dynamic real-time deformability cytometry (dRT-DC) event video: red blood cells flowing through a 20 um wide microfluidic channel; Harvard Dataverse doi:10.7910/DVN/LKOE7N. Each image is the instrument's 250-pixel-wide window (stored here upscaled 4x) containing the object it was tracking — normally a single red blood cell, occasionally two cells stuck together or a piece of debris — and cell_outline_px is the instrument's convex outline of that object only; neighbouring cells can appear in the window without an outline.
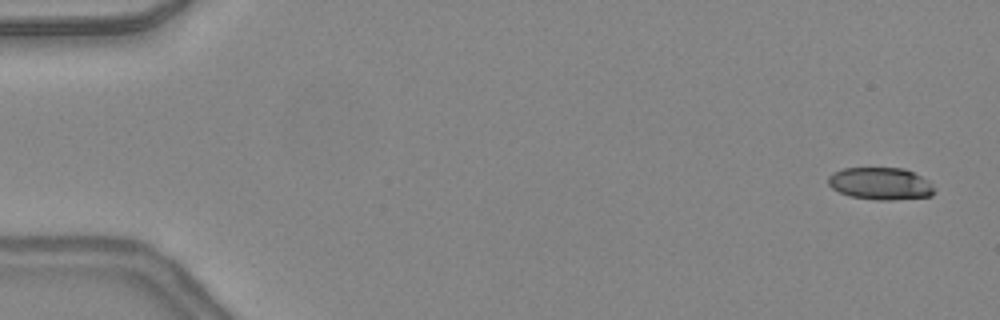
{"species": "common noctule bat (a hibernating species)", "species_latin": "Nyctalus noctula", "temperature_condition": "warm", "stored_images_in_passage": 47, "camera_frame_rate_fps": 3000, "um_per_image_px": 0.085, "animal": {"sex": "female", "body_mass_g": 24.6, "forearm_length_mm": 56.2}, "frame": {"image": 1, "passage_image": 2, "time_ms": 0.333, "image_size_px": [1000, 320], "cell_outline_px": [[932, 196], [892, 200], [876, 200], [848, 196], [832, 188], [828, 184], [828, 176], [832, 172], [844, 168], [904, 168], [928, 180], [932, 188]], "centroid_in_image_um": [74.79, 15.61], "position_along_channel_um": 10.2, "area_um2": 19.88}}
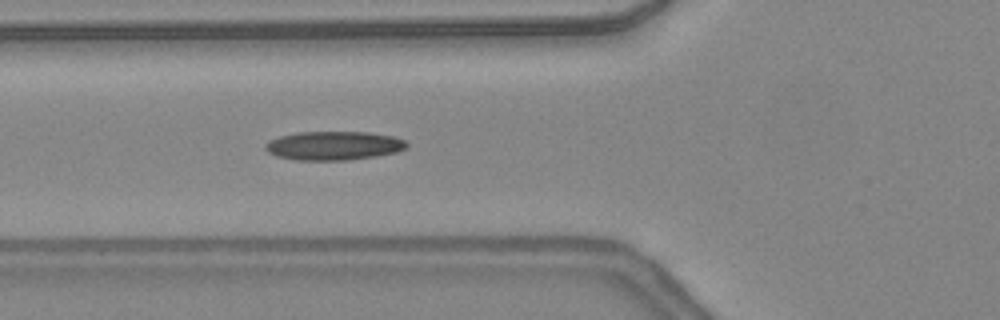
{"frame": {"image": 2, "passage_image": 18, "time_ms": 5.667, "image_size_px": [1000, 320], "cell_outline_px": [[408, 148], [396, 152], [376, 156], [348, 160], [296, 160], [276, 156], [268, 152], [264, 148], [264, 144], [280, 136], [296, 132], [368, 132], [392, 136], [404, 140], [408, 144]], "centroid_in_image_um": [28.37, 12.38], "position_along_channel_um": 97.4, "area_um2": 23.76}}
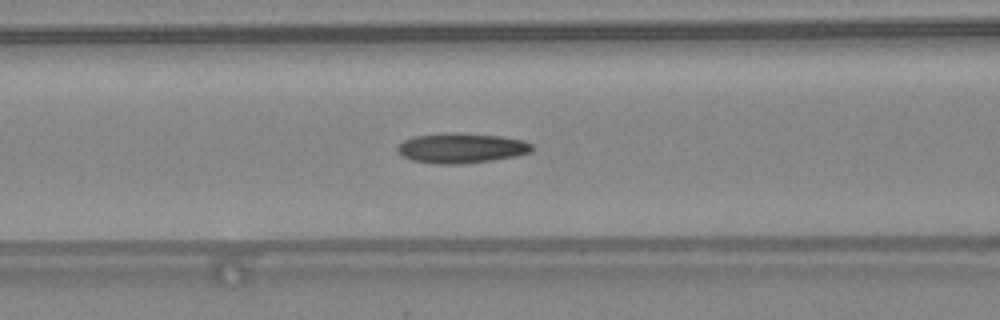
{"frame": {"image": 3, "passage_image": 20, "time_ms": 6.333, "image_size_px": [1000, 320], "cell_outline_px": [[532, 152], [516, 156], [492, 160], [460, 164], [436, 164], [412, 160], [404, 156], [396, 148], [404, 140], [412, 136], [448, 132], [456, 132], [500, 136], [524, 140], [532, 144]], "centroid_in_image_um": [39.23, 12.58], "position_along_channel_um": 127.4, "area_um2": 23.58}, "authors_computed_cell_mechanics": {"area_um2": 22.1952, "velocity_mm_per_s": 4.3997, "shape_relaxation_time_tau1_ms": null, "shape_relaxation_time_tau2_ms": 2.1191, "deformation_change_tau1": null, "deformation_change_tau2": 0.0927}}